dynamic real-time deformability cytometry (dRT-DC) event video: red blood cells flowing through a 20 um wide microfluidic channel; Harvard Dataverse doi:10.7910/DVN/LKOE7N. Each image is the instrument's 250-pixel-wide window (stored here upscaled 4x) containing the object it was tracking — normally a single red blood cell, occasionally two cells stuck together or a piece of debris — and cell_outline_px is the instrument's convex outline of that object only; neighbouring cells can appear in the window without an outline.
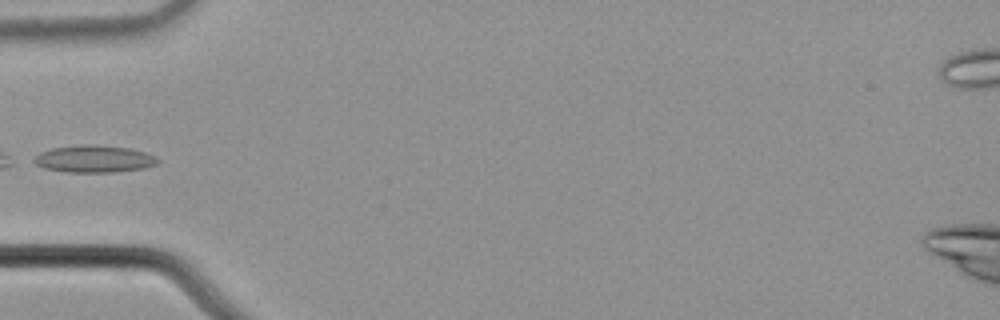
{"species": "common noctule bat (a hibernating species)", "species_latin": "Nyctalus noctula", "temperature_condition": "cold", "stored_images_in_passage": 7, "camera_frame_rate_fps": 3000, "um_per_image_px": 0.085, "animal": {"sex": "male", "body_mass_g": 21.5, "forearm_length_mm": 52.0}, "frame": {"image": 1, "passage_image": 6, "time_ms": 1.667, "image_size_px": [1000, 320], "cell_outline_px": [[160, 164], [144, 168], [116, 172], [68, 172], [44, 168], [36, 164], [32, 160], [40, 152], [52, 148], [80, 144], [96, 144], [132, 148], [156, 156], [160, 160]], "centroid_in_image_um": [8.04, 13.5], "position_along_channel_um": 77.0, "area_um2": 19.88}}
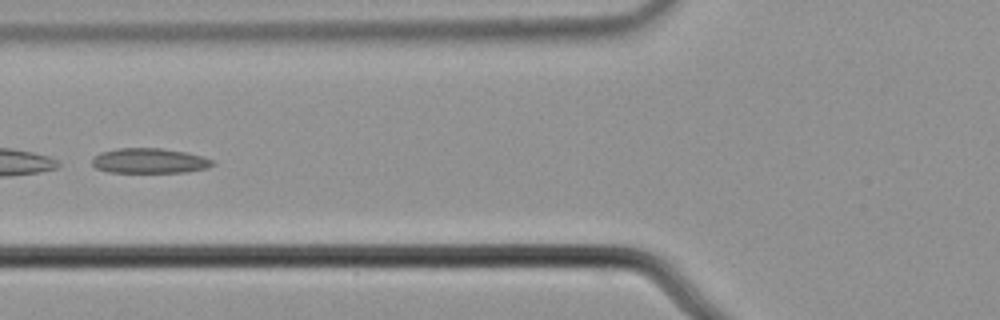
{"frame": {"image": 2, "passage_image": 7, "time_ms": 2.0, "image_size_px": [1000, 320], "cell_outline_px": [[216, 164], [208, 168], [188, 172], [108, 172], [96, 168], [92, 164], [92, 156], [100, 152], [120, 148], [160, 148], [188, 152], [204, 156], [212, 160]], "centroid_in_image_um": [12.73, 13.66], "position_along_channel_um": 113.1, "area_um2": 17.8}}